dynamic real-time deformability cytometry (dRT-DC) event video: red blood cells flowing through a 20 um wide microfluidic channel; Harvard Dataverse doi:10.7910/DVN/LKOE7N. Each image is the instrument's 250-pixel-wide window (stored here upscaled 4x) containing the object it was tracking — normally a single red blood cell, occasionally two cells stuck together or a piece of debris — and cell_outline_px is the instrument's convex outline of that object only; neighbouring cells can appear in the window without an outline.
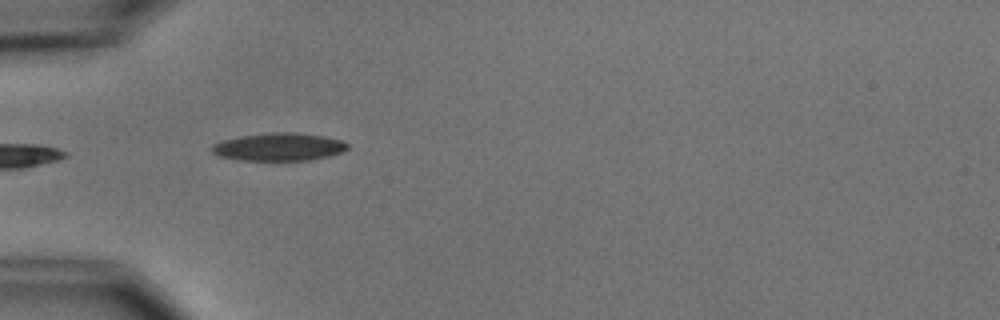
{"species": "common noctule bat (a hibernating species)", "species_latin": "Nyctalus noctula", "temperature_condition": "cold", "stored_images_in_passage": 4, "camera_frame_rate_fps": 3000, "um_per_image_px": 0.085, "animal": {"sex": "male", "body_mass_g": 15.6}, "frame": {"image": 1, "passage_image": 4, "time_ms": 4.667, "image_size_px": [1000, 320], "cell_outline_px": [[348, 148], [332, 156], [312, 160], [240, 160], [220, 156], [212, 152], [208, 148], [212, 144], [224, 140], [240, 136], [268, 132], [292, 132], [324, 136], [340, 140], [348, 144]], "centroid_in_image_um": [23.69, 12.48], "position_along_channel_um": 61.3, "area_um2": 22.08}}